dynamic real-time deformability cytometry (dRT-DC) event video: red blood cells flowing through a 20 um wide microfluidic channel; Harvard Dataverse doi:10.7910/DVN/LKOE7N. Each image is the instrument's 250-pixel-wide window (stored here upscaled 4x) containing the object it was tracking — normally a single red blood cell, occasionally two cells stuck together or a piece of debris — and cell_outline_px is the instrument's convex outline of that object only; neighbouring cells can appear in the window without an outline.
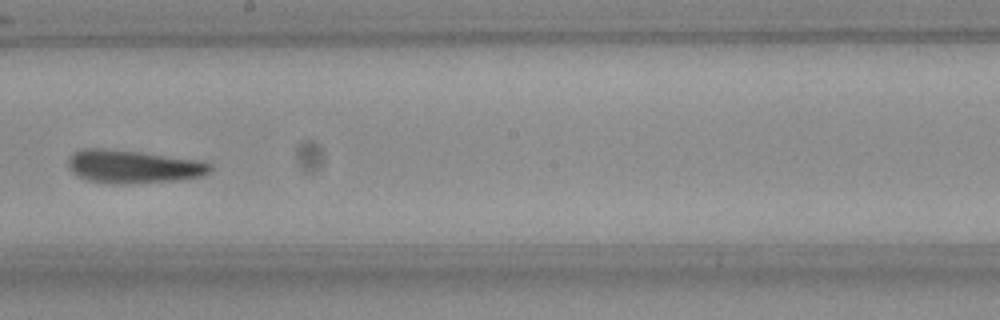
{"species": "Egyptian fruit bat (a non-hibernating species)", "species_latin": "Rousettus aegyptiacus", "temperature_condition": "room temperature", "stored_images_in_passage": 8, "camera_frame_rate_fps": 3000, "um_per_image_px": 0.085, "frame": {"image": 1, "passage_image": 8, "time_ms": 2.333, "image_size_px": [1000, 320], "cell_outline_px": [[212, 168], [208, 172], [200, 176], [180, 180], [88, 180], [72, 172], [68, 164], [68, 160], [76, 152], [84, 148], [100, 148], [136, 152], [192, 160], [212, 164]], "centroid_in_image_um": [11.3, 14.11], "position_along_channel_um": 236.9, "area_um2": 25.2}}